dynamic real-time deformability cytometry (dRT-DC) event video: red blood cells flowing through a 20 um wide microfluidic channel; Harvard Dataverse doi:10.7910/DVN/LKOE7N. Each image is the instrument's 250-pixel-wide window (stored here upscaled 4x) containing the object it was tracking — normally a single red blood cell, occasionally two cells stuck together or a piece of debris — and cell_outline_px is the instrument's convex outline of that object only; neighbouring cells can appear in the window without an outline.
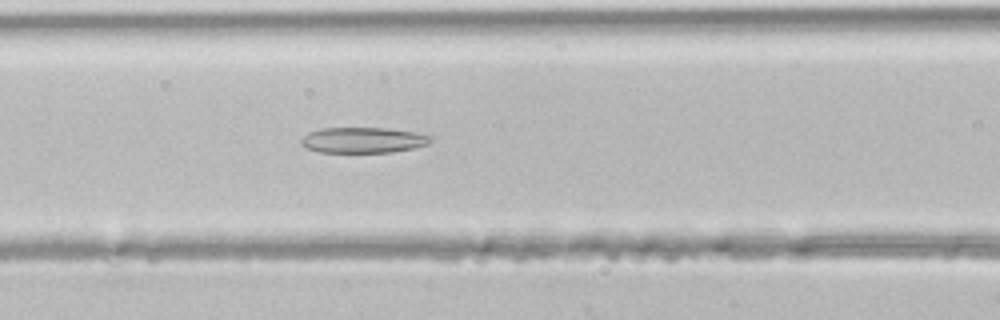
{"species": "common noctule bat (a hibernating species)", "species_latin": "Nyctalus noctula", "temperature_condition": "room temperature", "stored_images_in_passage": 42, "camera_frame_rate_fps": 3000, "um_per_image_px": 0.085, "animal": {"sex": "male", "body_mass_g": 21.5, "forearm_length_mm": 52.0}, "frame": {"image": 1, "passage_image": 17, "time_ms": 5.333, "image_size_px": [1000, 320], "cell_outline_px": [[432, 140], [428, 144], [412, 148], [392, 152], [320, 152], [308, 148], [300, 144], [300, 140], [308, 132], [320, 128], [388, 128], [416, 132], [432, 136]], "centroid_in_image_um": [30.86, 11.9], "position_along_channel_um": 135.7, "area_um2": 19.36}}
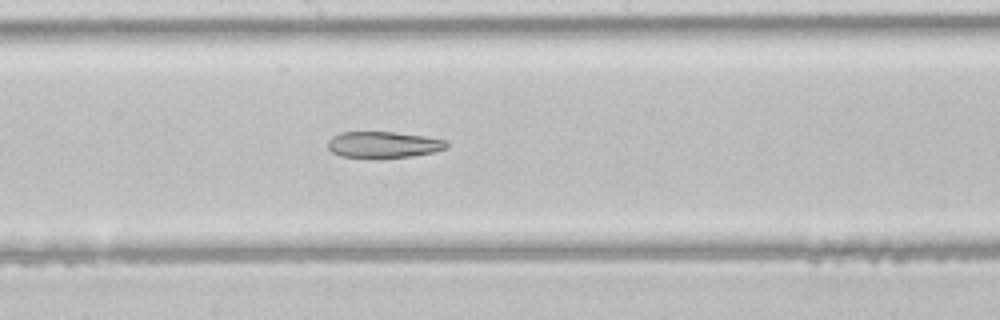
{"frame": {"image": 2, "passage_image": 22, "time_ms": 7.0, "image_size_px": [1000, 320], "cell_outline_px": [[448, 148], [432, 152], [412, 156], [380, 160], [376, 160], [340, 156], [332, 152], [328, 148], [328, 140], [332, 136], [340, 132], [396, 132], [424, 136], [448, 140]], "centroid_in_image_um": [32.58, 12.33], "position_along_channel_um": 215.6, "area_um2": 18.9}}
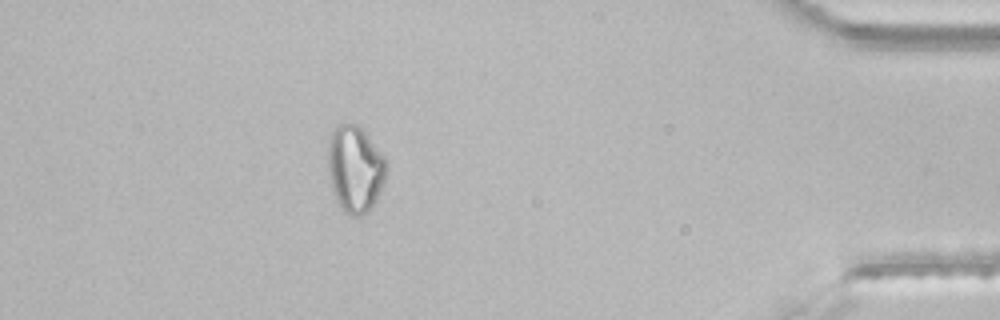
{"frame": {"image": 3, "passage_image": 37, "time_ms": 12.0, "image_size_px": [1000, 320], "cell_outline_px": [[388, 164], [384, 180], [376, 200], [372, 208], [368, 212], [360, 216], [352, 216], [344, 212], [336, 200], [332, 192], [328, 172], [328, 140], [332, 132], [340, 124], [356, 124], [364, 132], [384, 156]], "centroid_in_image_um": [30.17, 14.4], "position_along_channel_um": 405.0, "area_um2": 29.48}}